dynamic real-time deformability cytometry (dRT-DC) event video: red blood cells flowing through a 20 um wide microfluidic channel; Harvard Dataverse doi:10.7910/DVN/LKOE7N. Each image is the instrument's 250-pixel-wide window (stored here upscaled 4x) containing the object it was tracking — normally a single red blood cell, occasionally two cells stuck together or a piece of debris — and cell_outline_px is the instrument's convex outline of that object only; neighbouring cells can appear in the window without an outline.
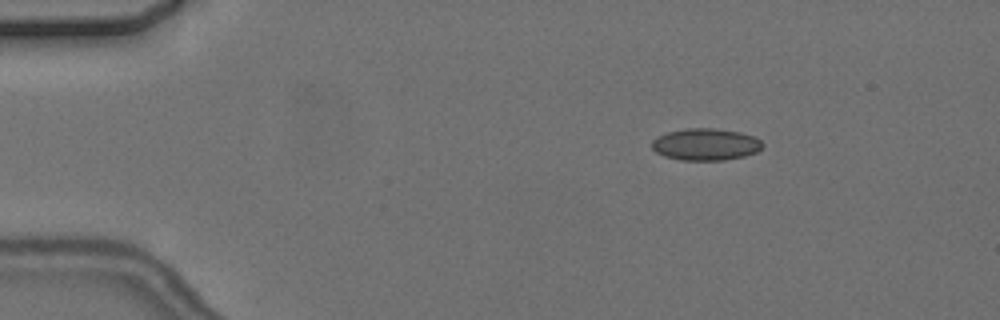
{"species": "common noctule bat (a hibernating species)", "species_latin": "Nyctalus noctula", "temperature_condition": "cold", "stored_images_in_passage": 5, "camera_frame_rate_fps": 3000, "um_per_image_px": 0.085, "animal": {"sex": "female", "body_mass_g": 24.6, "forearm_length_mm": 56.2}, "frame": {"image": 1, "passage_image": 2, "time_ms": 2.333, "image_size_px": [1000, 320], "cell_outline_px": [[764, 144], [756, 152], [744, 156], [724, 160], [680, 160], [664, 156], [656, 152], [652, 148], [652, 140], [656, 136], [668, 132], [688, 128], [716, 128], [740, 132], [756, 136]], "centroid_in_image_um": [59.98, 12.27], "position_along_channel_um": 25.0, "area_um2": 20.69}}